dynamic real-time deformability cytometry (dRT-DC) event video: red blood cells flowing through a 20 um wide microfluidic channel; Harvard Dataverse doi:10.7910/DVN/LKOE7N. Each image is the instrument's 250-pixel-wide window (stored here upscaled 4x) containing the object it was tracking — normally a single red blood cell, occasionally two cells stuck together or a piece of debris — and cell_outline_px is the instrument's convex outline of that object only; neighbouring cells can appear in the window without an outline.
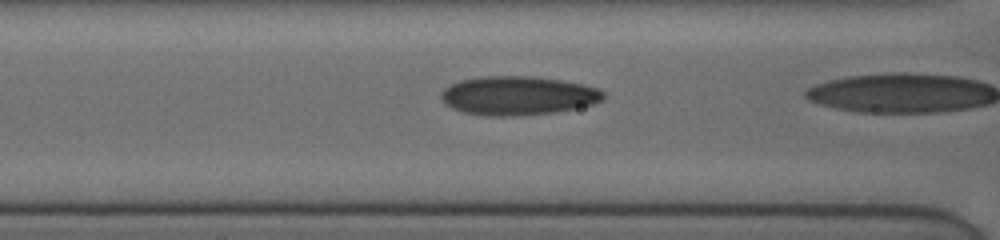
{"species": "human", "species_latin": "Homo sapiens", "temperature_condition": "cold", "stored_images_in_passage": 18, "camera_frame_rate_fps": 3000, "um_per_image_px": 0.085, "donor": {"sex": "female"}, "frame": {"image": 1, "passage_image": 6, "time_ms": 1.333, "image_size_px": [1000, 240], "cell_outline_px": [[604, 100], [592, 104], [556, 112], [520, 116], [484, 116], [464, 112], [452, 108], [444, 104], [440, 96], [440, 92], [444, 88], [460, 80], [484, 76], [532, 76], [560, 80], [584, 84], [596, 88], [604, 92]], "centroid_in_image_um": [44.0, 8.13], "position_along_channel_um": 122.6, "area_um2": 36.93}}
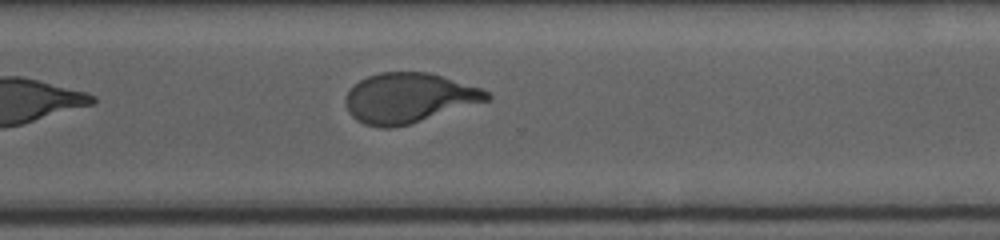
{"frame": {"image": 2, "passage_image": 18, "time_ms": 7.667, "image_size_px": [1000, 240], "cell_outline_px": [[492, 96], [488, 100], [408, 124], [392, 128], [380, 128], [364, 124], [356, 120], [348, 112], [344, 100], [348, 92], [360, 80], [368, 76], [380, 72], [428, 72], [484, 88]], "centroid_in_image_um": [34.73, 8.32], "position_along_channel_um": 335.9, "area_um2": 40.81}}